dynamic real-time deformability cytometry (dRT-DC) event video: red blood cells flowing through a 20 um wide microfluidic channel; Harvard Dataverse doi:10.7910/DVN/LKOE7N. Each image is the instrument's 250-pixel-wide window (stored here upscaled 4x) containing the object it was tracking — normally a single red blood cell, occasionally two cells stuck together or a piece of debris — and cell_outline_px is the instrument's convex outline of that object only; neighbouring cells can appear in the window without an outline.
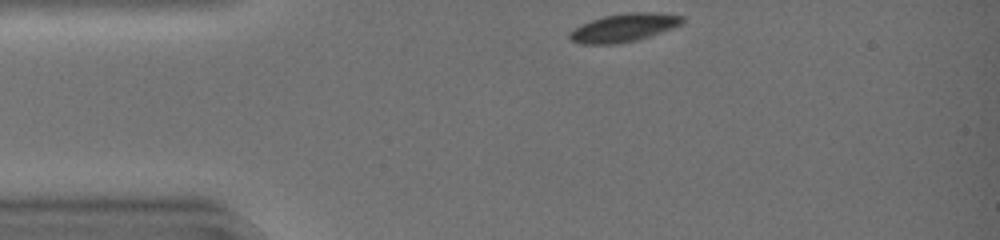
{"species": "common noctule bat (a hibernating species)", "species_latin": "Nyctalus noctula", "temperature_condition": "warm", "stored_images_in_passage": 12, "camera_frame_rate_fps": 3000, "um_per_image_px": 0.085, "animal": {"sex": "female", "body_mass_g": 19.0, "forearm_length_mm": 51.5}, "frame": {"image": 1, "passage_image": 1, "time_ms": 0.0, "image_size_px": [1000, 240], "cell_outline_px": [[684, 24], [636, 40], [620, 44], [580, 44], [572, 40], [568, 36], [568, 32], [580, 24], [604, 16], [628, 12], [660, 12], [684, 16]], "centroid_in_image_um": [53.03, 2.34], "position_along_channel_um": 32.0, "area_um2": 18.67}}
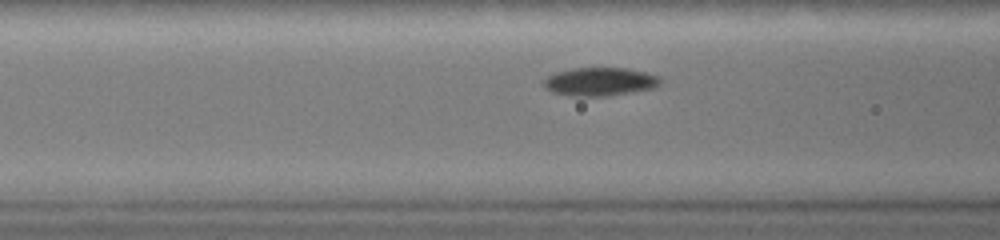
{"frame": {"image": 2, "passage_image": 10, "time_ms": 3.0, "image_size_px": [1000, 240], "cell_outline_px": [[664, 80], [656, 88], [608, 96], [568, 96], [552, 92], [544, 88], [544, 80], [548, 76], [556, 72], [572, 68], [624, 68], [644, 72], [660, 76]], "centroid_in_image_um": [51.02, 6.95], "position_along_channel_um": 115.6, "area_um2": 19.48}}